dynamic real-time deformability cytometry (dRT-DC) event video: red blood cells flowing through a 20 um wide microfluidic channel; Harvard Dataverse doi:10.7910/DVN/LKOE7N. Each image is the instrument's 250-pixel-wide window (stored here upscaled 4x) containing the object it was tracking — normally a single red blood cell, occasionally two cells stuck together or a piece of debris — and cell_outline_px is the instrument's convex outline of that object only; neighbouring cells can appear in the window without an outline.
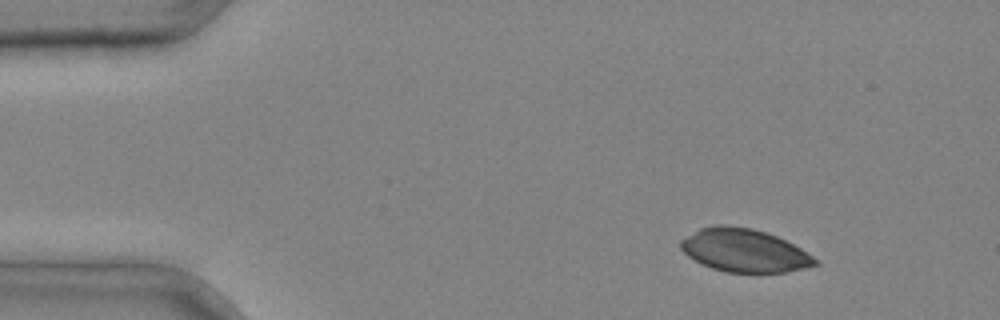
{"species": "common noctule bat (a hibernating species)", "species_latin": "Nyctalus noctula", "temperature_condition": "cold", "stored_images_in_passage": 3, "camera_frame_rate_fps": 3000, "um_per_image_px": 0.085, "animal": {"sex": "male", "body_mass_g": 20.4}, "frame": {"image": 1, "passage_image": 1, "time_ms": 0.0, "image_size_px": [1000, 320], "cell_outline_px": [[820, 264], [788, 272], [728, 272], [712, 268], [688, 256], [680, 248], [680, 240], [700, 228], [712, 224], [724, 224], [752, 228], [776, 236], [800, 248], [812, 256]], "centroid_in_image_um": [63.25, 21.27], "position_along_channel_um": 21.8, "area_um2": 33.47}}